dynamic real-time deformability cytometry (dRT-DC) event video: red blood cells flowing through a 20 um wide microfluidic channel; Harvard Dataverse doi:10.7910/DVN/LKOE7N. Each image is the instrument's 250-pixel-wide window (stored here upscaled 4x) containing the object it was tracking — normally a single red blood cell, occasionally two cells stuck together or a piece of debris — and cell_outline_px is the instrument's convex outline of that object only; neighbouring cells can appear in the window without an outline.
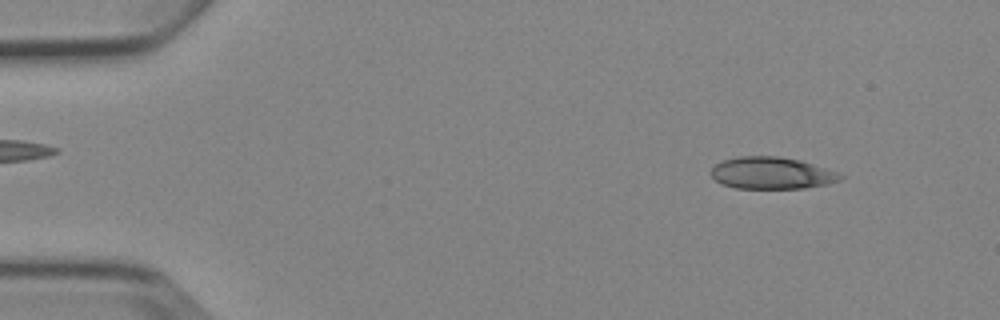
{"species": "Egyptian fruit bat (a non-hibernating species)", "species_latin": "Rousettus aegyptiacus", "temperature_condition": "cold", "stored_images_in_passage": 5, "camera_frame_rate_fps": 3000, "um_per_image_px": 0.085, "animal": {"sex": "female"}, "frame": {"image": 1, "passage_image": 1, "time_ms": 0.0, "image_size_px": [1000, 320], "cell_outline_px": [[844, 176], [840, 180], [828, 184], [804, 188], [736, 188], [720, 184], [712, 176], [712, 168], [716, 164], [724, 160], [736, 156], [780, 156], [800, 160], [836, 172]], "centroid_in_image_um": [65.57, 14.71], "position_along_channel_um": 19.4, "area_um2": 23.93}}
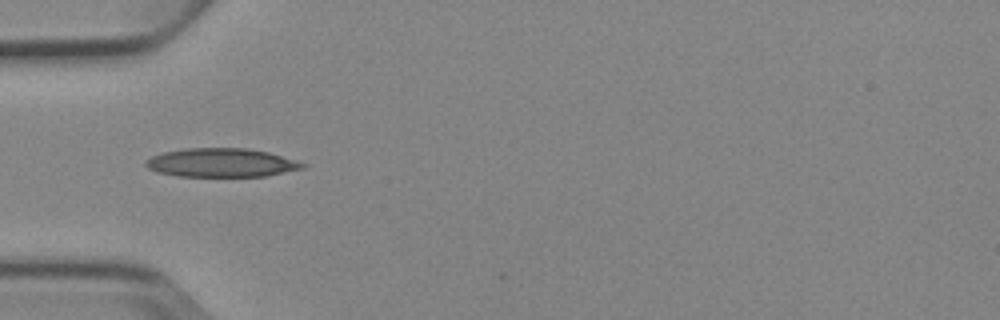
{"frame": {"image": 2, "passage_image": 4, "time_ms": 3.667, "image_size_px": [1000, 320], "cell_outline_px": [[308, 164], [304, 168], [268, 176], [176, 176], [156, 172], [148, 168], [144, 164], [144, 160], [152, 156], [164, 152], [188, 148], [248, 148], [268, 152], [296, 160]], "centroid_in_image_um": [18.82, 13.83], "position_along_channel_um": 66.2, "area_um2": 26.36}}
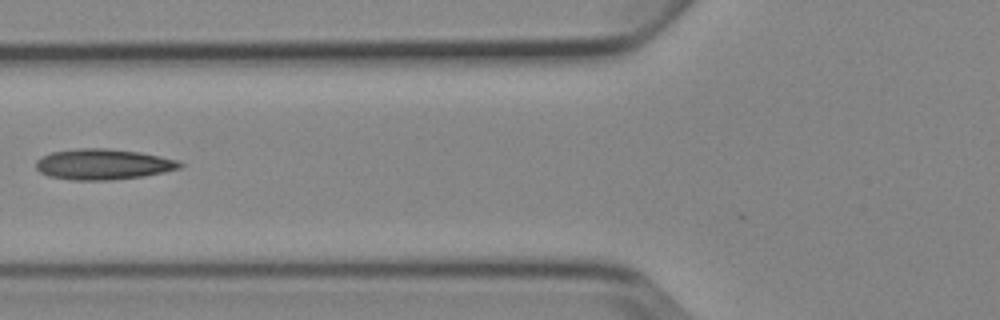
{"frame": {"image": 3, "passage_image": 5, "time_ms": 5.0, "image_size_px": [1000, 320], "cell_outline_px": [[184, 164], [180, 168], [164, 172], [144, 176], [112, 180], [72, 180], [48, 176], [40, 172], [36, 168], [36, 160], [52, 152], [76, 148], [108, 148], [140, 152], [180, 160]], "centroid_in_image_um": [8.79, 13.96], "position_along_channel_um": 117.0, "area_um2": 25.89}}